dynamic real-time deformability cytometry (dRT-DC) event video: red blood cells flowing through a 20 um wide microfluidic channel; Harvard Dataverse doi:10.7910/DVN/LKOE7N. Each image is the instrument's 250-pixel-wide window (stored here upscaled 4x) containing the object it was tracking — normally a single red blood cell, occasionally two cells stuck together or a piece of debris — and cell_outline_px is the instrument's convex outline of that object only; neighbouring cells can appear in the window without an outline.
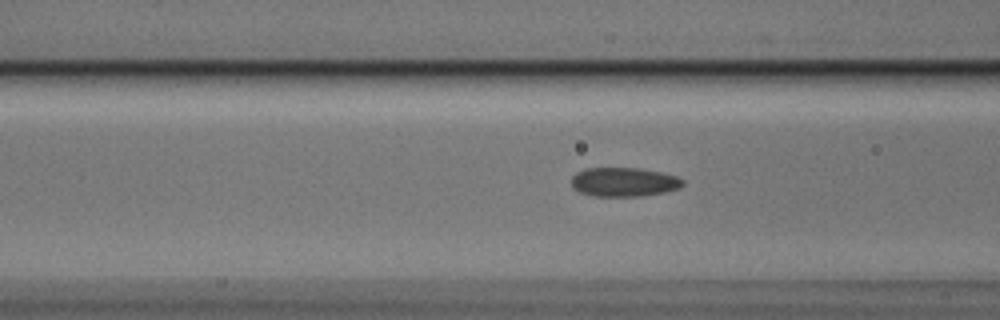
{"species": "Egyptian fruit bat (a non-hibernating species)", "species_latin": "Rousettus aegyptiacus", "temperature_condition": "cold", "stored_images_in_passage": 13, "camera_frame_rate_fps": 3000, "um_per_image_px": 0.085, "animal": {"sex": "male"}, "frame": {"image": 1, "passage_image": 10, "time_ms": 3.0, "image_size_px": [1000, 320], "cell_outline_px": [[684, 184], [680, 188], [664, 192], [640, 196], [592, 196], [580, 192], [572, 188], [572, 176], [576, 172], [584, 168], [640, 168], [660, 172], [676, 176], [684, 180]], "centroid_in_image_um": [53.01, 15.47], "position_along_channel_um": 113.6, "area_um2": 18.96}}